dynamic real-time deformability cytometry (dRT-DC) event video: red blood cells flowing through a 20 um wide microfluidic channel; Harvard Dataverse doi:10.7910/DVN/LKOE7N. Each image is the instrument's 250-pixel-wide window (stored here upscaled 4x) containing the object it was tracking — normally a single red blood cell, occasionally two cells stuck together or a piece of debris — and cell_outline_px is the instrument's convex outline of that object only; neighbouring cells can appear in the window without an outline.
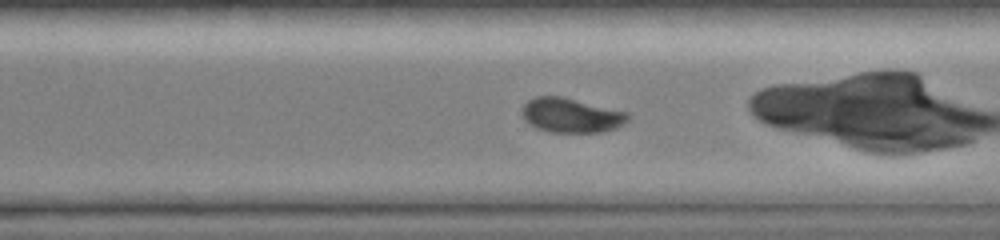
{"species": "common noctule bat (a hibernating species)", "species_latin": "Nyctalus noctula", "temperature_condition": "room temperature", "stored_images_in_passage": 22, "camera_frame_rate_fps": 3000, "um_per_image_px": 0.085, "animal": {"sex": "female", "body_mass_g": 19.0, "forearm_length_mm": 51.5}, "frame": {"image": 1, "passage_image": 21, "time_ms": 9.667, "image_size_px": [1000, 240], "cell_outline_px": [[632, 116], [628, 120], [616, 128], [604, 132], [548, 132], [536, 128], [528, 124], [524, 120], [520, 112], [520, 108], [528, 100], [536, 96], [560, 96], [628, 112]], "centroid_in_image_um": [48.51, 9.81], "position_along_channel_um": 322.1, "area_um2": 21.56}}